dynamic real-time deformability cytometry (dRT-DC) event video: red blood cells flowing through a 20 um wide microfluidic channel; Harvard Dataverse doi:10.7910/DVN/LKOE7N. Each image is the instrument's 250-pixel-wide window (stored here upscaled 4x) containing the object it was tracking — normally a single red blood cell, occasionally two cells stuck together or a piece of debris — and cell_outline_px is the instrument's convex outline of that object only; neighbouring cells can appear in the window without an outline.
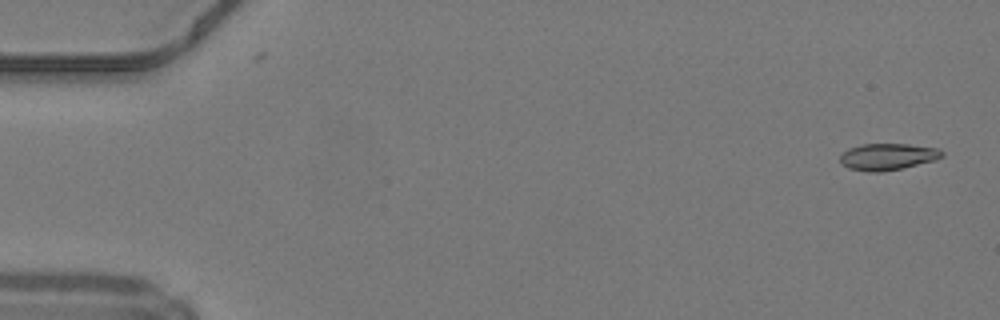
{"species": "common noctule bat (a hibernating species)", "species_latin": "Nyctalus noctula", "temperature_condition": "warm", "stored_images_in_passage": 13, "camera_frame_rate_fps": 3000, "um_per_image_px": 0.085, "animal": {"sex": "male", "body_mass_g": 19.2, "forearm_length_mm": 51.8}, "frame": {"image": 1, "passage_image": 2, "time_ms": 0.333, "image_size_px": [1000, 320], "cell_outline_px": [[944, 156], [936, 160], [904, 168], [880, 172], [868, 172], [848, 168], [840, 164], [840, 156], [848, 148], [860, 144], [908, 144], [940, 148], [944, 152]], "centroid_in_image_um": [75.47, 13.32], "position_along_channel_um": 9.5, "area_um2": 16.13}}